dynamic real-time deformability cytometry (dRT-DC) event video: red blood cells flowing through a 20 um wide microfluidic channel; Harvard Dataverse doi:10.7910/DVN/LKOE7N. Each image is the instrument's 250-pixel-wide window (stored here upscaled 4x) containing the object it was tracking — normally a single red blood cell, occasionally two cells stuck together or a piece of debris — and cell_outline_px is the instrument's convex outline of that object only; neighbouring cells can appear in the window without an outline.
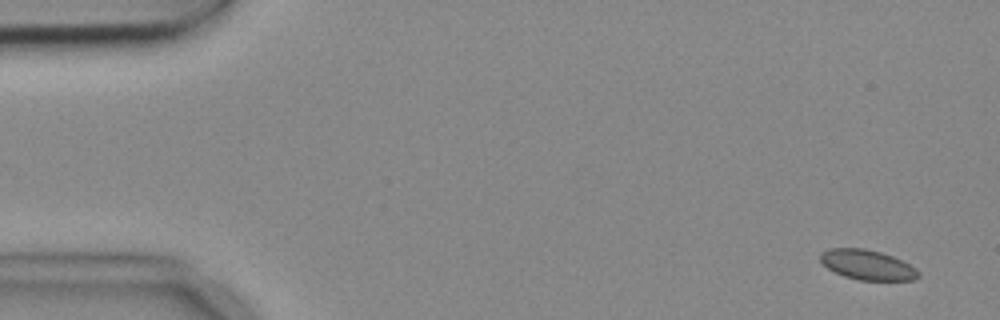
{"species": "common noctule bat (a hibernating species)", "species_latin": "Nyctalus noctula", "temperature_condition": "cold", "stored_images_in_passage": 8, "camera_frame_rate_fps": 3000, "um_per_image_px": 0.085, "animal": {"sex": "female", "body_mass_g": 18.4}, "frame": {"image": 1, "passage_image": 1, "time_ms": 0.0, "image_size_px": [1000, 320], "cell_outline_px": [[920, 276], [912, 280], [860, 280], [844, 276], [828, 268], [820, 260], [820, 252], [828, 248], [864, 248], [880, 252], [892, 256], [916, 268], [920, 272]], "centroid_in_image_um": [73.72, 22.5], "position_along_channel_um": 11.3, "area_um2": 16.99}}
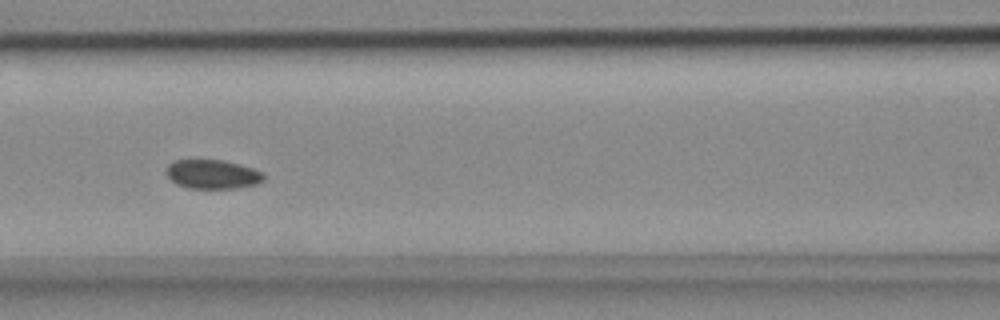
{"frame": {"image": 2, "passage_image": 7, "time_ms": 2.0, "image_size_px": [1000, 320], "cell_outline_px": [[264, 180], [256, 184], [236, 188], [188, 188], [176, 184], [168, 176], [168, 164], [172, 160], [224, 160], [240, 164], [264, 172]], "centroid_in_image_um": [18.09, 14.81], "position_along_channel_um": 148.5, "area_um2": 16.47}}
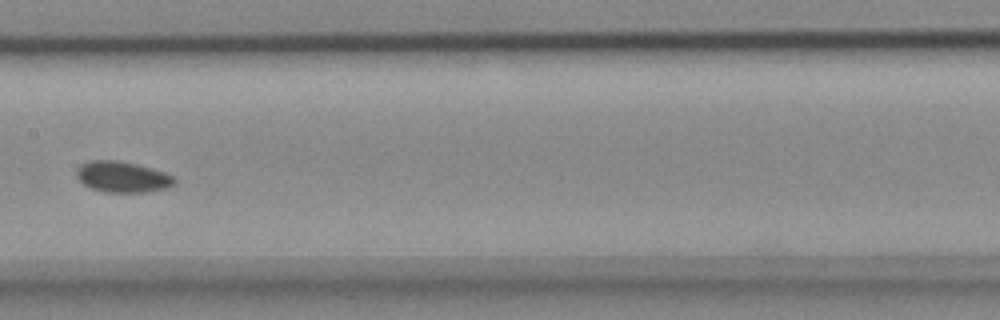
{"frame": {"image": 3, "passage_image": 8, "time_ms": 2.333, "image_size_px": [1000, 320], "cell_outline_px": [[176, 184], [168, 188], [144, 192], [104, 192], [92, 188], [84, 184], [76, 176], [76, 172], [80, 164], [92, 160], [116, 160], [136, 164], [164, 172], [172, 176], [176, 180]], "centroid_in_image_um": [10.41, 15.04], "position_along_channel_um": 197.0, "area_um2": 17.57}}